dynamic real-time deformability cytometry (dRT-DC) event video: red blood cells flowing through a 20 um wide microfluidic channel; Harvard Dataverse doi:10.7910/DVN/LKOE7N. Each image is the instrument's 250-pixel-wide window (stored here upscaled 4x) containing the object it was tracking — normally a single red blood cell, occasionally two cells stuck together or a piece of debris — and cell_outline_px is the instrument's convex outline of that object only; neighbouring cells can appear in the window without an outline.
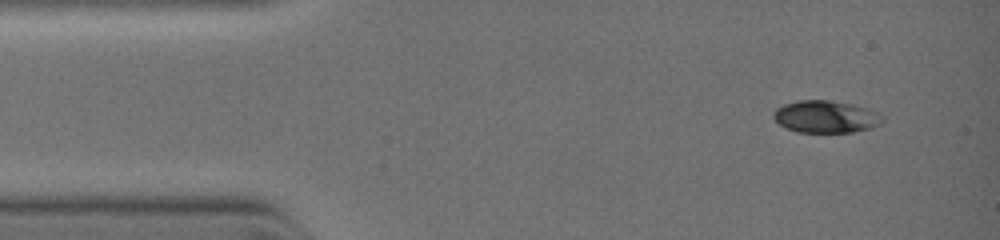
{"species": "common noctule bat (a hibernating species)", "species_latin": "Nyctalus noctula", "temperature_condition": "warm", "stored_images_in_passage": 2, "camera_frame_rate_fps": 3000, "um_per_image_px": 0.085, "animal": {"sex": "female", "body_mass_g": 19.0, "forearm_length_mm": 51.5}, "frame": {"image": 1, "passage_image": 1, "time_ms": 0.0, "image_size_px": [1000, 240], "cell_outline_px": [[884, 120], [880, 124], [872, 128], [852, 132], [796, 132], [780, 124], [772, 116], [772, 112], [776, 108], [784, 104], [796, 100], [828, 100], [852, 104], [868, 108], [884, 116]], "centroid_in_image_um": [70.2, 9.91], "position_along_channel_um": 14.8, "area_um2": 20.58}}